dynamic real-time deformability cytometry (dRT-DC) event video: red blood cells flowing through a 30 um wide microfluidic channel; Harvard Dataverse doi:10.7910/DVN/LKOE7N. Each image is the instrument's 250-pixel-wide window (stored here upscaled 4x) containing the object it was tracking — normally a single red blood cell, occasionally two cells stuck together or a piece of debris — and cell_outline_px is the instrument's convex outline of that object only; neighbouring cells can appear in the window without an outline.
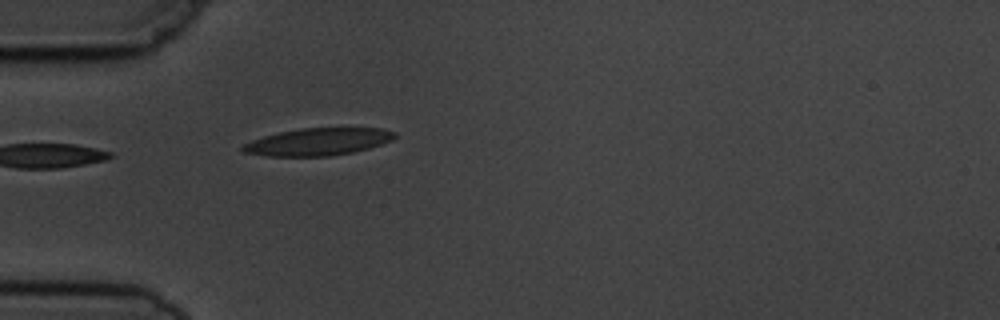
{"species": "common noctule bat (a hibernating species)", "species_latin": "Nyctalus noctula", "temperature_condition": "cold", "stored_images_in_passage": 4, "camera_frame_rate_fps": 3000, "um_per_image_px": 0.085, "animal": {"sex": "male", "body_mass_g": 19.5, "forearm_length_mm": 54.6}, "frame": {"image": 1, "passage_image": 4, "time_ms": 4.333, "image_size_px": [1000, 320], "cell_outline_px": [[396, 136], [392, 140], [368, 148], [352, 152], [328, 156], [264, 156], [244, 152], [240, 148], [244, 144], [252, 140], [264, 136], [280, 132], [300, 128], [384, 128], [396, 132]], "centroid_in_image_um": [27.03, 12.05], "position_along_channel_um": 58.0, "area_um2": 24.1}}